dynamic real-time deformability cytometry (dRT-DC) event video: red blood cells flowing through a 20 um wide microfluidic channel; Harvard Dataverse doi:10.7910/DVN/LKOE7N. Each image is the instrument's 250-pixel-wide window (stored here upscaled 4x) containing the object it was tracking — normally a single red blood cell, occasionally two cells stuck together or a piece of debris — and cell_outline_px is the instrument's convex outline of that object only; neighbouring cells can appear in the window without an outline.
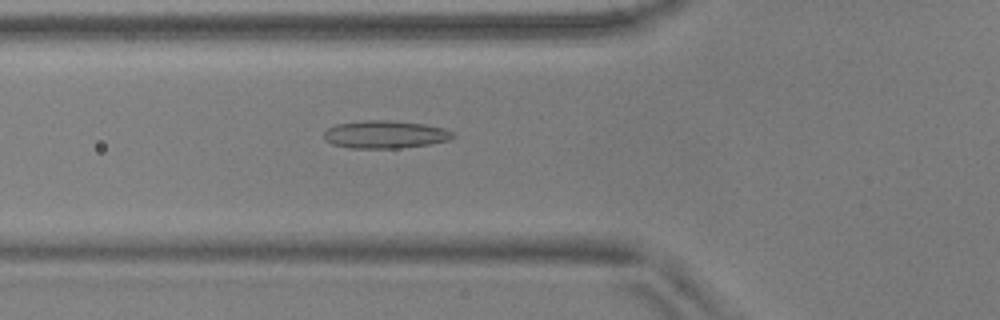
{"species": "common noctule bat (a hibernating species)", "species_latin": "Nyctalus noctula", "temperature_condition": "warm", "stored_images_in_passage": 55, "camera_frame_rate_fps": 3000, "um_per_image_px": 0.085, "animal": {"sex": "male", "body_mass_g": 17.9, "forearm_length_mm": 54.2}, "frame": {"image": 1, "passage_image": 20, "time_ms": 6.333, "image_size_px": [1000, 320], "cell_outline_px": [[456, 136], [448, 140], [432, 144], [400, 148], [348, 148], [332, 144], [324, 140], [324, 132], [328, 128], [336, 124], [360, 120], [388, 120], [424, 124], [444, 128], [452, 132]], "centroid_in_image_um": [32.72, 11.43], "position_along_channel_um": 93.1, "area_um2": 21.04}}
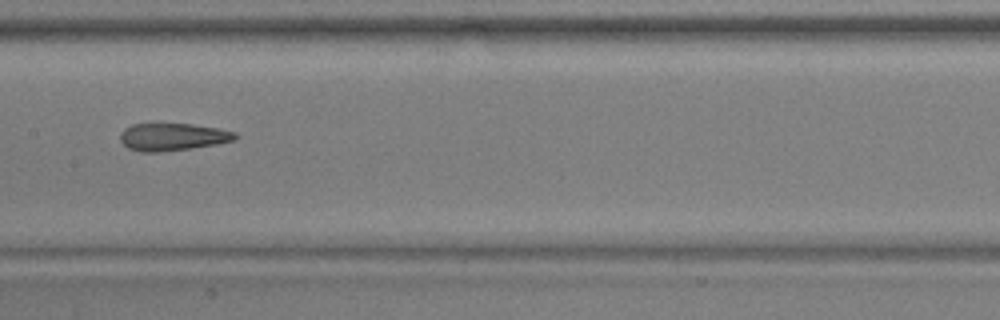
{"frame": {"image": 2, "passage_image": 28, "time_ms": 9.0, "image_size_px": [1000, 320], "cell_outline_px": [[240, 136], [236, 140], [216, 144], [160, 152], [140, 152], [128, 148], [120, 140], [120, 132], [124, 128], [132, 124], [192, 124], [220, 128], [236, 132]], "centroid_in_image_um": [14.7, 11.63], "position_along_channel_um": 192.7, "area_um2": 18.5}}
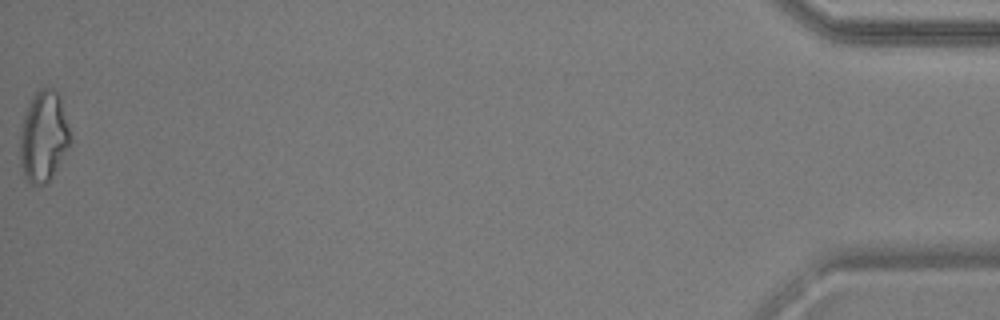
{"frame": {"image": 3, "passage_image": 55, "time_ms": 18.0, "image_size_px": [1000, 320], "cell_outline_px": [[68, 144], [48, 184], [32, 184], [24, 176], [20, 164], [20, 128], [28, 104], [32, 96], [40, 88], [52, 88], [60, 96], [68, 128]], "centroid_in_image_um": [3.65, 11.59], "position_along_channel_um": 431.6, "area_um2": 25.95}, "authors_computed_cell_mechanics": {"area_um2": 20.6346, "velocity_mm_per_s": 3.7089, "shape_relaxation_time_tau1_ms": null, "shape_relaxation_time_tau2_ms": 3.6414, "deformation_change_tau1": null, "deformation_change_tau2": 0.1222}}